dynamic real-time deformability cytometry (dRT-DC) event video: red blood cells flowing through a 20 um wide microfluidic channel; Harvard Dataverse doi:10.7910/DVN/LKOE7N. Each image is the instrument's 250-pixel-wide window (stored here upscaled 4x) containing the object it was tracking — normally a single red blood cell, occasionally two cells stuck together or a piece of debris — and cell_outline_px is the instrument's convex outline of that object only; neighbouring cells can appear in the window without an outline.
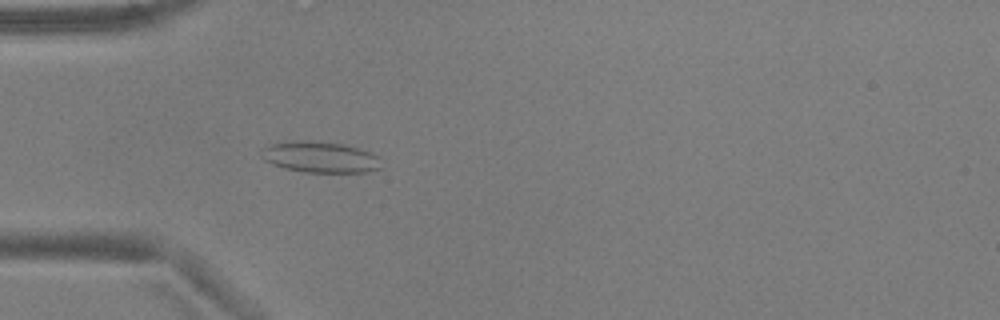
{"species": "common noctule bat (a hibernating species)", "species_latin": "Nyctalus noctula", "temperature_condition": "warm", "stored_images_in_passage": 5, "camera_frame_rate_fps": 3000, "um_per_image_px": 0.085, "animal": {"sex": "male", "body_mass_g": 17.9, "forearm_length_mm": 54.2}, "frame": {"image": 1, "passage_image": 5, "time_ms": 1.333, "image_size_px": [1000, 320], "cell_outline_px": [[384, 168], [368, 172], [304, 172], [284, 168], [272, 164], [264, 160], [260, 156], [264, 148], [272, 144], [300, 140], [308, 140], [344, 144], [372, 152], [380, 156]], "centroid_in_image_um": [27.3, 13.36], "position_along_channel_um": 57.7, "area_um2": 21.96}}